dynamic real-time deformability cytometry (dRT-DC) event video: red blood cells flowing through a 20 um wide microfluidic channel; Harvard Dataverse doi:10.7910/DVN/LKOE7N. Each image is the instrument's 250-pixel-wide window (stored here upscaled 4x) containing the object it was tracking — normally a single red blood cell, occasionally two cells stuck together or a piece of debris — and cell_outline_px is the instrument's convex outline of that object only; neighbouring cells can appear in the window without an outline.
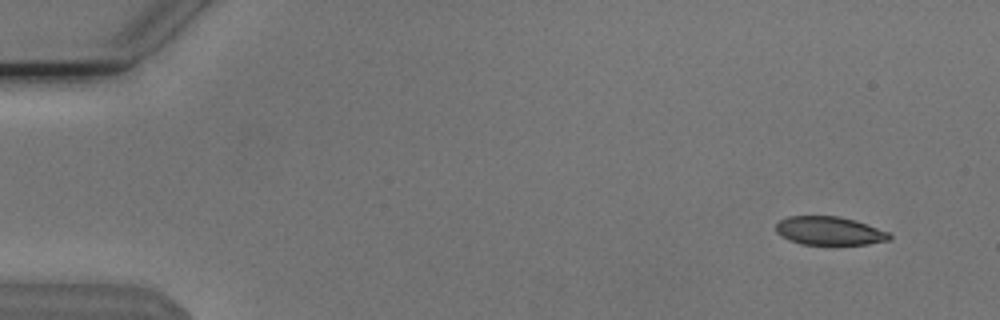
{"species": "Egyptian fruit bat (a non-hibernating species)", "species_latin": "Rousettus aegyptiacus", "temperature_condition": "cold", "stored_images_in_passage": 16, "camera_frame_rate_fps": 3000, "um_per_image_px": 0.085, "animal": {"sex": "male"}, "frame": {"image": 1, "passage_image": 1, "time_ms": 0.0, "image_size_px": [1000, 320], "cell_outline_px": [[892, 240], [868, 244], [800, 244], [788, 240], [776, 232], [776, 224], [780, 220], [788, 216], [840, 216], [856, 220], [888, 232], [892, 236]], "centroid_in_image_um": [70.5, 19.62], "position_along_channel_um": 14.5, "area_um2": 18.9}}